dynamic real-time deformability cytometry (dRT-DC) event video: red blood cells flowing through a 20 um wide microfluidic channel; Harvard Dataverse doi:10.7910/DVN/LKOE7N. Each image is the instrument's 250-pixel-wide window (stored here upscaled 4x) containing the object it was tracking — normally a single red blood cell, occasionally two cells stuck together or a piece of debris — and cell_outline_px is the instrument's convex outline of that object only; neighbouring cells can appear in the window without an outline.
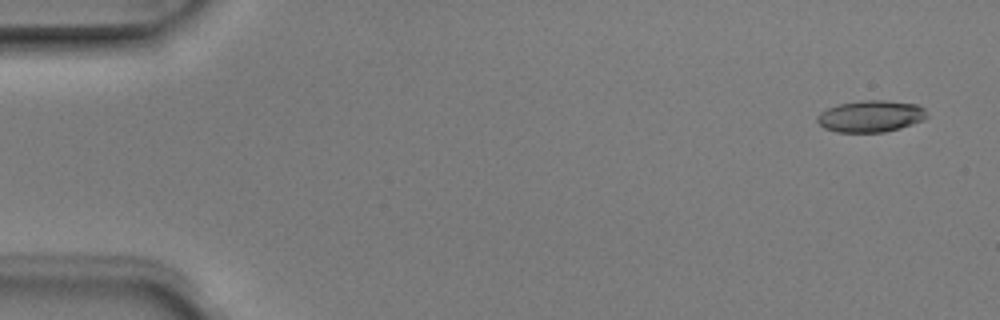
{"species": "Egyptian fruit bat (a non-hibernating species)", "species_latin": "Rousettus aegyptiacus", "temperature_condition": "room temperature", "stored_images_in_passage": 4, "camera_frame_rate_fps": 3000, "um_per_image_px": 0.085, "animal": {"sex": "male"}, "frame": {"image": 1, "passage_image": 1, "time_ms": 0.0, "image_size_px": [1000, 320], "cell_outline_px": [[928, 116], [924, 120], [900, 128], [884, 132], [836, 132], [824, 128], [816, 120], [816, 116], [820, 112], [828, 108], [840, 104], [860, 100], [884, 100], [916, 104], [924, 108]], "centroid_in_image_um": [74.01, 9.88], "position_along_channel_um": 11.0, "area_um2": 20.29}}
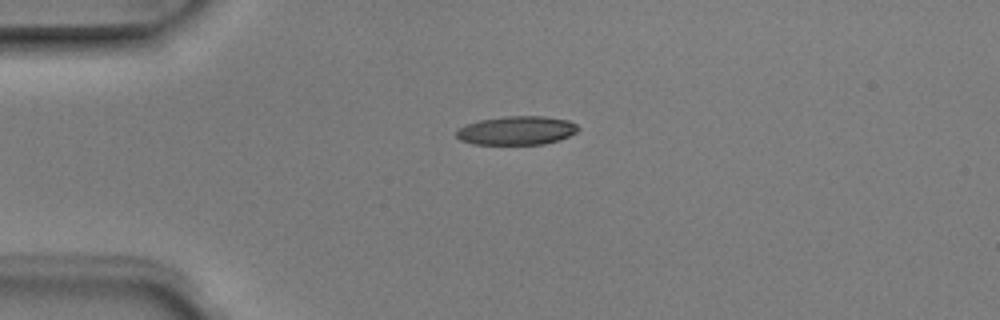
{"frame": {"image": 2, "passage_image": 4, "time_ms": 1.0, "image_size_px": [1000, 320], "cell_outline_px": [[580, 128], [576, 132], [560, 140], [544, 144], [472, 144], [460, 140], [456, 136], [456, 128], [480, 120], [504, 116], [544, 116], [568, 120], [576, 124]], "centroid_in_image_um": [43.91, 11.09], "position_along_channel_um": 41.1, "area_um2": 20.46}}